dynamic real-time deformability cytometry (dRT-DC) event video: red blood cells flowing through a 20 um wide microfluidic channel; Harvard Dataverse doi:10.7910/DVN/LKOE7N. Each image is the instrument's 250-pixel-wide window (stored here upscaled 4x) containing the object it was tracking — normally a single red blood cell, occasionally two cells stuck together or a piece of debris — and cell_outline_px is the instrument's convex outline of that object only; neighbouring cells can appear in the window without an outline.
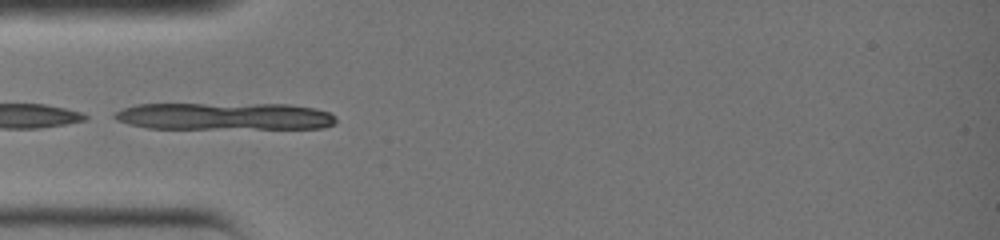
{"species": "common noctule bat (a hibernating species)", "species_latin": "Nyctalus noctula", "temperature_condition": "warm", "stored_images_in_passage": 19, "camera_frame_rate_fps": 3000, "um_per_image_px": 0.085, "animal": {"sex": "female", "body_mass_g": 19.0, "forearm_length_mm": 51.5}, "frame": {"image": 1, "passage_image": 1, "time_ms": 0.0, "image_size_px": [1000, 240], "cell_outline_px": [[336, 120], [332, 124], [320, 128], [148, 128], [128, 124], [116, 120], [112, 116], [116, 112], [124, 108], [140, 104], [288, 104], [312, 108], [328, 112], [336, 116]], "centroid_in_image_um": [19.06, 9.88], "position_along_channel_um": 65.9, "area_um2": 34.91}}